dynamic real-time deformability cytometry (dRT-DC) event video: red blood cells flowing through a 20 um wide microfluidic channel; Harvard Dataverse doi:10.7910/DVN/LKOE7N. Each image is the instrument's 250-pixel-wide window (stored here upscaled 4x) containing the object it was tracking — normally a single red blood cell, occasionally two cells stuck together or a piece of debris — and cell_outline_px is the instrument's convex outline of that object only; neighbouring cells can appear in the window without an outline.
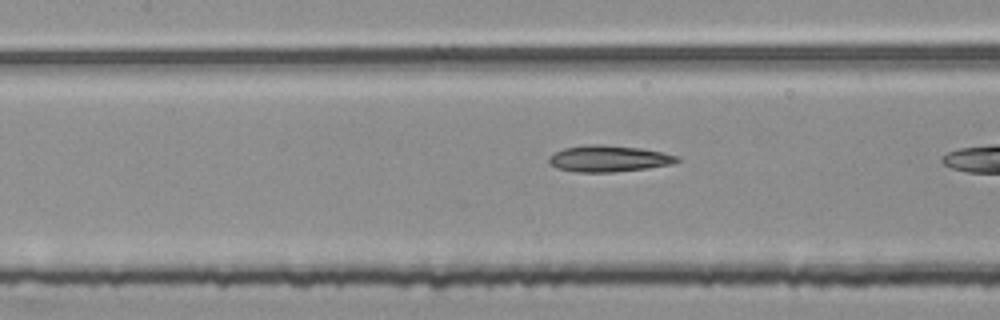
{"species": "common noctule bat (a hibernating species)", "species_latin": "Nyctalus noctula", "temperature_condition": "room temperature", "stored_images_in_passage": 31, "camera_frame_rate_fps": 3000, "um_per_image_px": 0.085, "animal": {"sex": "female", "body_mass_g": 25.1}, "frame": {"image": 1, "passage_image": 19, "time_ms": 6.0, "image_size_px": [1000, 320], "cell_outline_px": [[680, 160], [672, 164], [648, 168], [612, 172], [572, 172], [556, 168], [548, 160], [548, 156], [564, 148], [584, 144], [600, 144], [640, 148], [664, 152], [680, 156]], "centroid_in_image_um": [51.75, 13.48], "position_along_channel_um": 155.7, "area_um2": 19.88}}
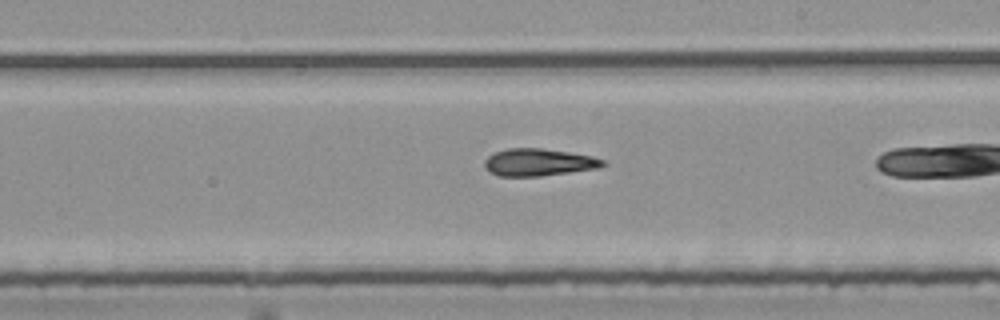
{"frame": {"image": 2, "passage_image": 26, "time_ms": 8.333, "image_size_px": [1000, 320], "cell_outline_px": [[608, 164], [600, 168], [540, 176], [496, 176], [484, 168], [484, 160], [488, 156], [496, 152], [508, 148], [540, 148], [568, 152], [592, 156], [604, 160]], "centroid_in_image_um": [45.78, 13.8], "position_along_channel_um": 243.2, "area_um2": 18.9}}
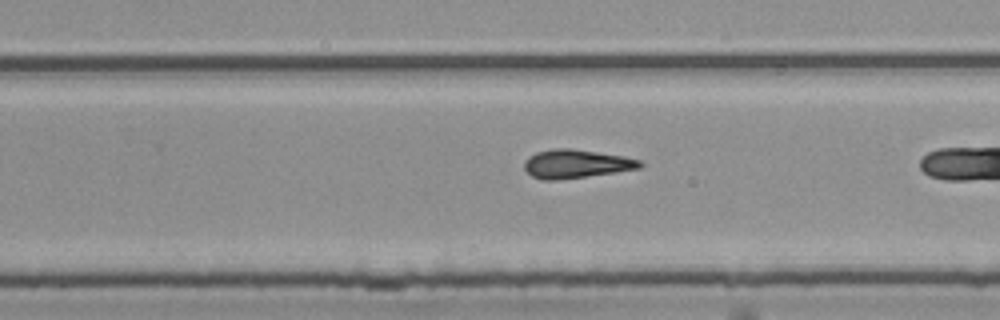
{"frame": {"image": 3, "passage_image": 29, "time_ms": 9.333, "image_size_px": [1000, 320], "cell_outline_px": [[644, 164], [640, 168], [556, 180], [540, 180], [532, 176], [524, 168], [524, 160], [528, 156], [536, 152], [552, 148], [568, 148], [624, 156], [640, 160]], "centroid_in_image_um": [48.91, 13.92], "position_along_channel_um": 280.9, "area_um2": 19.07}}